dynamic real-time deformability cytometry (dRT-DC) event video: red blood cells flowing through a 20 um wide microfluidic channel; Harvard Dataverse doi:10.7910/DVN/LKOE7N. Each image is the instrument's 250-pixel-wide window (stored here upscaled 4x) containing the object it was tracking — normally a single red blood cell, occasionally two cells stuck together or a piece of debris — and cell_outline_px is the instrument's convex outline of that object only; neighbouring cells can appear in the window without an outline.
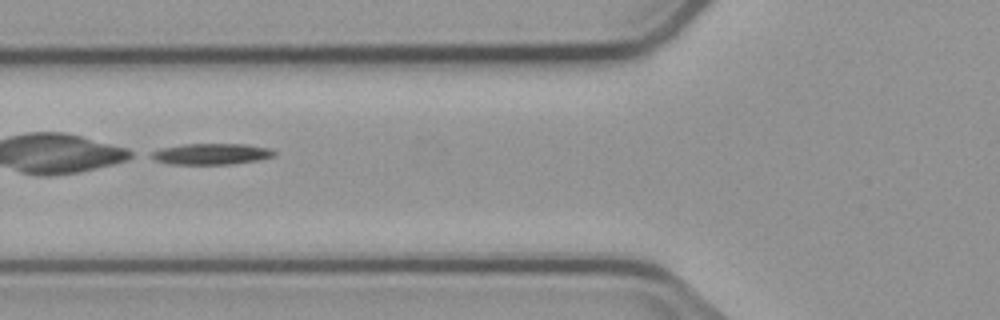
{"species": "common noctule bat (a hibernating species)", "species_latin": "Nyctalus noctula", "temperature_condition": "cold", "stored_images_in_passage": 6, "camera_frame_rate_fps": 3000, "um_per_image_px": 0.085, "animal": {"sex": "male", "body_mass_g": 23.1, "forearm_length_mm": 52.7}, "frame": {"image": 1, "passage_image": 5, "time_ms": 4.667, "image_size_px": [1000, 320], "cell_outline_px": [[276, 152], [272, 156], [260, 160], [232, 164], [172, 164], [156, 160], [148, 156], [152, 152], [160, 148], [184, 144], [244, 144], [268, 148]], "centroid_in_image_um": [17.94, 13.09], "position_along_channel_um": 107.9, "area_um2": 15.03}}
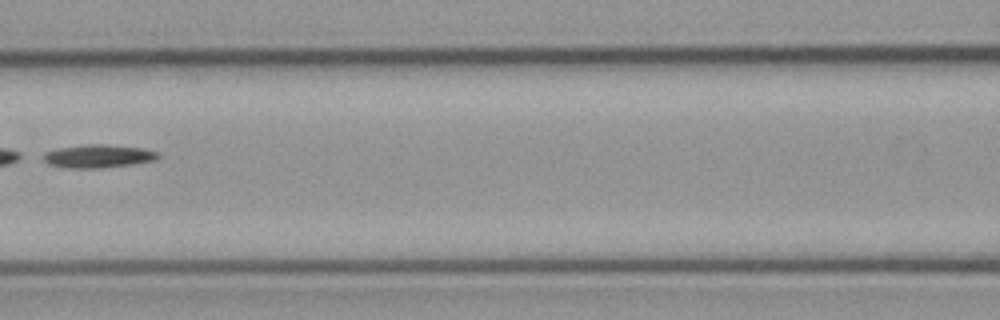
{"frame": {"image": 2, "passage_image": 6, "time_ms": 6.0, "image_size_px": [1000, 320], "cell_outline_px": [[160, 156], [156, 160], [132, 164], [100, 168], [68, 168], [48, 164], [36, 156], [44, 152], [60, 148], [88, 144], [100, 144], [144, 148], [160, 152]], "centroid_in_image_um": [8.3, 13.28], "position_along_channel_um": 158.3, "area_um2": 15.72}}